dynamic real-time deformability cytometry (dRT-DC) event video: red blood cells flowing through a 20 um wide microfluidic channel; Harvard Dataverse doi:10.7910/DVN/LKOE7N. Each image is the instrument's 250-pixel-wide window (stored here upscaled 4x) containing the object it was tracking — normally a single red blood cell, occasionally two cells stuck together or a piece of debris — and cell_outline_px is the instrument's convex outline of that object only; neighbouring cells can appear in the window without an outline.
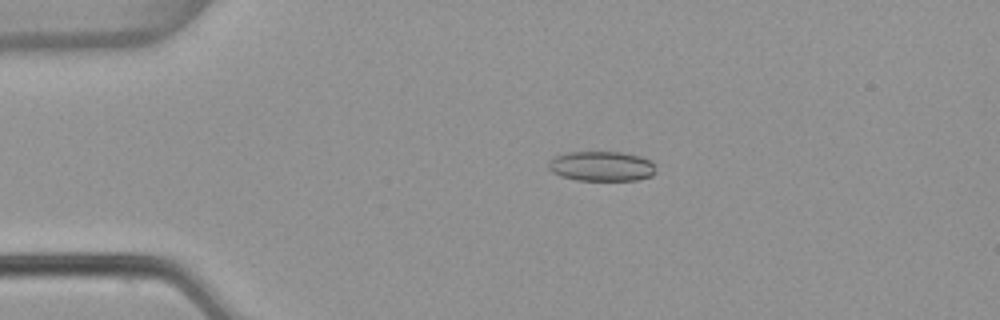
{"species": "common noctule bat (a hibernating species)", "species_latin": "Nyctalus noctula", "temperature_condition": "warm", "stored_images_in_passage": 4, "camera_frame_rate_fps": 3000, "um_per_image_px": 0.085, "animal": {"sex": "female", "body_mass_g": 22.7, "forearm_length_mm": 54.2}, "frame": {"image": 1, "passage_image": 3, "time_ms": 0.667, "image_size_px": [1000, 320], "cell_outline_px": [[656, 172], [652, 176], [636, 180], [576, 180], [560, 176], [552, 172], [548, 168], [548, 160], [552, 156], [568, 152], [620, 152], [640, 156], [652, 160], [656, 164]], "centroid_in_image_um": [51.14, 14.12], "position_along_channel_um": 33.9, "area_um2": 19.07}}